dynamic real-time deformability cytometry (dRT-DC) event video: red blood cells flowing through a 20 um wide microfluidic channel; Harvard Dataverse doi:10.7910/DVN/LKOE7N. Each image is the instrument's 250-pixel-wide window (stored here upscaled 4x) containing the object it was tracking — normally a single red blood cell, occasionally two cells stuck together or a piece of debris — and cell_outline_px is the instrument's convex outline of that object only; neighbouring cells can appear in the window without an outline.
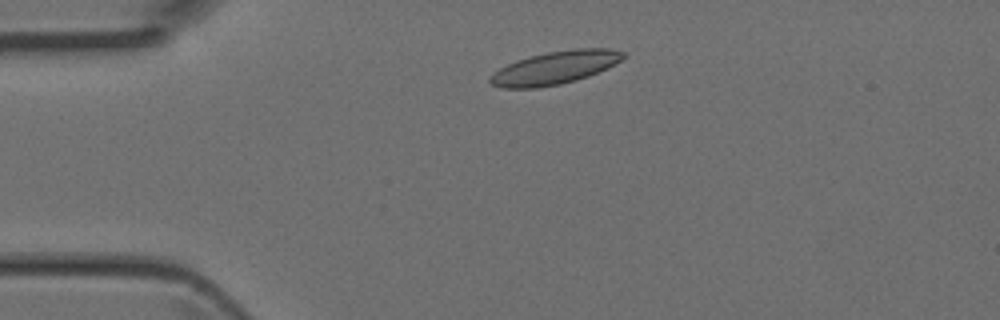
{"species": "Egyptian fruit bat (a non-hibernating species)", "species_latin": "Rousettus aegyptiacus", "temperature_condition": "room temperature", "stored_images_in_passage": 4, "segment_of_instrument_passage": [1, 2], "camera_frame_rate_fps": 3000, "um_per_image_px": 0.085, "animal": {"sex": "female"}, "frame": {"image": 1, "passage_image": 2, "time_ms": 0.333, "image_size_px": [1000, 320], "cell_outline_px": [[624, 56], [620, 60], [608, 68], [588, 76], [576, 80], [560, 84], [536, 88], [500, 88], [492, 84], [488, 80], [488, 76], [492, 72], [516, 60], [548, 52], [576, 48], [612, 48], [624, 52]], "centroid_in_image_um": [47.14, 5.76], "position_along_channel_um": 37.9, "area_um2": 25.55}}